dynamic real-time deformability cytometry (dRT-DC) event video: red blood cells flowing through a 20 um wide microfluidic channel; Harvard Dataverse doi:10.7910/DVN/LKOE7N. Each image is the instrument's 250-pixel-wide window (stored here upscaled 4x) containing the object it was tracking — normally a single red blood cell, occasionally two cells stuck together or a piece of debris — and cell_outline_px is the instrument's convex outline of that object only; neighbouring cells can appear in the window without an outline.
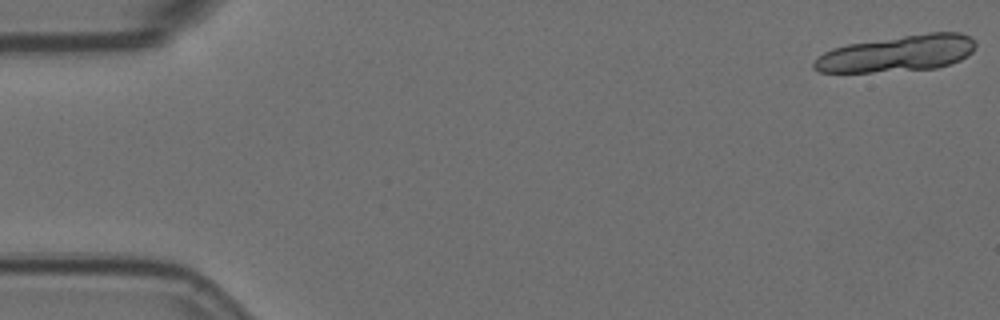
{"species": "Egyptian fruit bat (a non-hibernating species)", "species_latin": "Rousettus aegyptiacus", "temperature_condition": "room temperature", "stored_images_in_passage": 6, "camera_frame_rate_fps": 3000, "um_per_image_px": 0.085, "animal": {"sex": "female"}, "frame": {"image": 1, "passage_image": 1, "time_ms": 0.0, "image_size_px": [1000, 320], "cell_outline_px": [[976, 48], [968, 56], [960, 60], [936, 68], [872, 72], [820, 72], [812, 68], [812, 64], [824, 52], [832, 48], [848, 44], [928, 32], [960, 32], [968, 36], [976, 44]], "centroid_in_image_um": [76.28, 4.54], "position_along_channel_um": 8.7, "area_um2": 34.04}}